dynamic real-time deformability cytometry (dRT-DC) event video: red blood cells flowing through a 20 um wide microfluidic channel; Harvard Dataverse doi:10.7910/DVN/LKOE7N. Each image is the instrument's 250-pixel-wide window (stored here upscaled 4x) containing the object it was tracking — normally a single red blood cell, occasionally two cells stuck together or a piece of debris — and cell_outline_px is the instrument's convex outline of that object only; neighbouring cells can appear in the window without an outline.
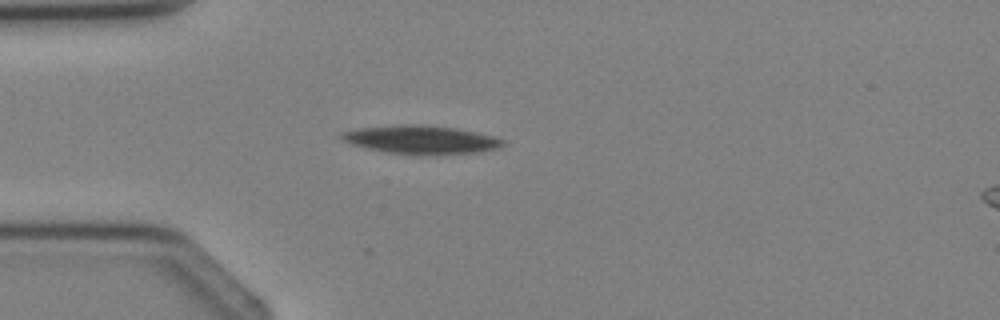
{"species": "Egyptian fruit bat (a non-hibernating species)", "species_latin": "Rousettus aegyptiacus", "temperature_condition": "cold", "stored_images_in_passage": 1, "camera_frame_rate_fps": 3000, "um_per_image_px": 0.085, "animal": {"sex": "female"}, "frame": {"image": 1, "passage_image": 1, "time_ms": 0.0, "image_size_px": [1000, 320], "cell_outline_px": [[504, 144], [500, 148], [476, 152], [388, 152], [368, 148], [352, 144], [340, 140], [340, 132], [356, 128], [396, 124], [420, 124], [456, 128], [476, 132], [492, 136], [504, 140]], "centroid_in_image_um": [35.71, 11.81], "position_along_channel_um": 49.3, "area_um2": 25.78}}